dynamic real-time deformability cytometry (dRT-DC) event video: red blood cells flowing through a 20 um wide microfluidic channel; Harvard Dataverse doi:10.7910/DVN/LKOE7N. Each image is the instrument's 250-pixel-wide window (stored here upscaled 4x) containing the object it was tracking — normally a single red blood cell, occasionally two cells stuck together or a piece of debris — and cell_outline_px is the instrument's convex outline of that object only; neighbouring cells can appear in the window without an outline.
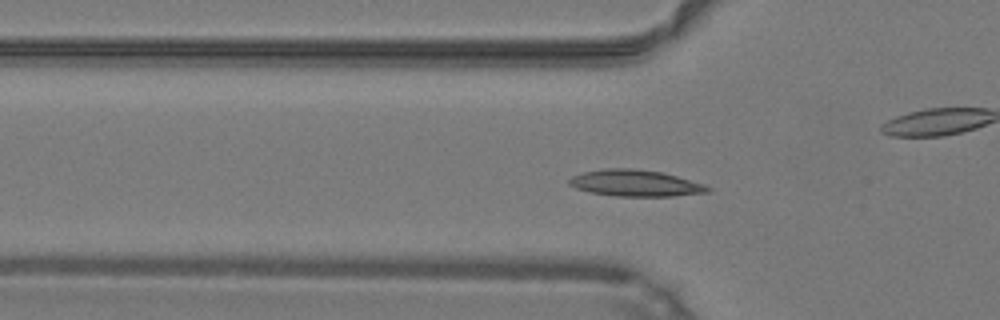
{"species": "common noctule bat (a hibernating species)", "species_latin": "Nyctalus noctula", "temperature_condition": "warm", "stored_images_in_passage": 45, "camera_frame_rate_fps": 3000, "um_per_image_px": 0.085, "animal": {"sex": "male", "body_mass_g": 19.2, "forearm_length_mm": 51.8}, "frame": {"image": 1, "passage_image": 14, "time_ms": 4.333, "image_size_px": [1000, 320], "cell_outline_px": [[712, 192], [672, 196], [616, 196], [588, 192], [576, 188], [568, 184], [568, 180], [572, 176], [584, 172], [604, 168], [636, 168], [660, 172], [676, 176], [704, 184], [712, 188]], "centroid_in_image_um": [54.0, 15.57], "position_along_channel_um": 71.8, "area_um2": 21.44}}
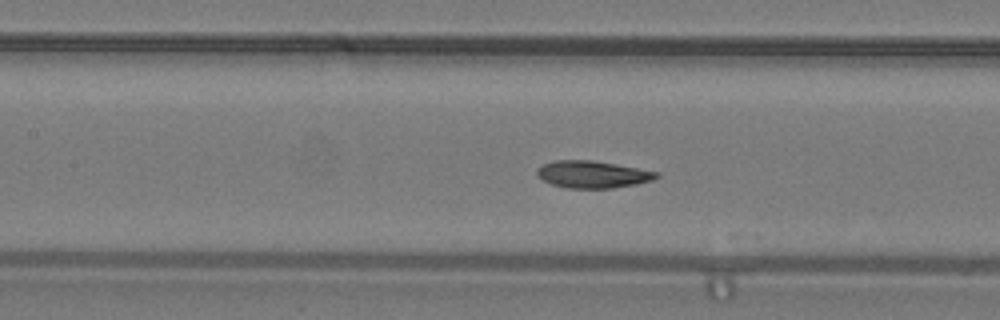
{"frame": {"image": 2, "passage_image": 20, "time_ms": 6.333, "image_size_px": [1000, 320], "cell_outline_px": [[660, 176], [652, 180], [636, 184], [612, 188], [568, 188], [552, 184], [536, 176], [536, 168], [552, 160], [592, 160], [616, 164], [660, 172]], "centroid_in_image_um": [50.36, 14.81], "position_along_channel_um": 157.0, "area_um2": 18.96}}
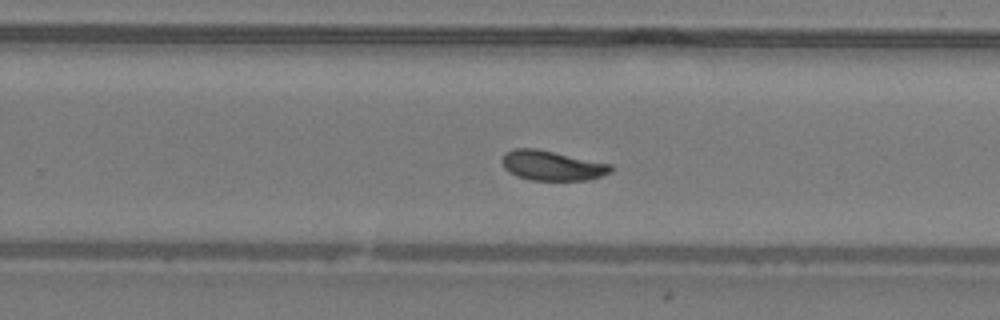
{"frame": {"image": 3, "passage_image": 29, "time_ms": 9.333, "image_size_px": [1000, 320], "cell_outline_px": [[612, 172], [588, 180], [532, 180], [516, 176], [508, 172], [504, 168], [504, 152], [512, 148], [536, 148], [612, 164]], "centroid_in_image_um": [46.93, 14.07], "position_along_channel_um": 282.9, "area_um2": 18.9}, "authors_computed_cell_mechanics": {"area_um2": 19.1896, "velocity_mm_per_s": 4.218, "shape_relaxation_time_tau1_ms": 5.3259, "shape_relaxation_time_tau2_ms": 1.4235, "deformation_change_tau1": 0.1773, "deformation_change_tau2": 0.0412}}